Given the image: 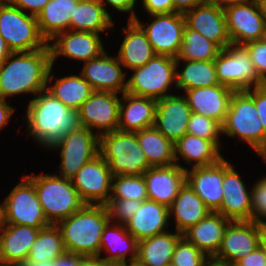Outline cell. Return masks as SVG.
<instances>
[{"label": "cell", "mask_w": 266, "mask_h": 266, "mask_svg": "<svg viewBox=\"0 0 266 266\" xmlns=\"http://www.w3.org/2000/svg\"><path fill=\"white\" fill-rule=\"evenodd\" d=\"M157 100L124 92L120 99L119 131L137 132L154 126Z\"/></svg>", "instance_id": "obj_26"}, {"label": "cell", "mask_w": 266, "mask_h": 266, "mask_svg": "<svg viewBox=\"0 0 266 266\" xmlns=\"http://www.w3.org/2000/svg\"><path fill=\"white\" fill-rule=\"evenodd\" d=\"M208 256L183 236L178 240L171 263L174 266H205Z\"/></svg>", "instance_id": "obj_43"}, {"label": "cell", "mask_w": 266, "mask_h": 266, "mask_svg": "<svg viewBox=\"0 0 266 266\" xmlns=\"http://www.w3.org/2000/svg\"><path fill=\"white\" fill-rule=\"evenodd\" d=\"M164 266H174L172 263H170V264H167V265H164Z\"/></svg>", "instance_id": "obj_65"}, {"label": "cell", "mask_w": 266, "mask_h": 266, "mask_svg": "<svg viewBox=\"0 0 266 266\" xmlns=\"http://www.w3.org/2000/svg\"><path fill=\"white\" fill-rule=\"evenodd\" d=\"M192 111L185 96L169 95L157 100L154 127L176 143L187 133Z\"/></svg>", "instance_id": "obj_21"}, {"label": "cell", "mask_w": 266, "mask_h": 266, "mask_svg": "<svg viewBox=\"0 0 266 266\" xmlns=\"http://www.w3.org/2000/svg\"><path fill=\"white\" fill-rule=\"evenodd\" d=\"M22 179L0 205L3 224L25 225L37 229L51 225L41 207L34 184L26 176Z\"/></svg>", "instance_id": "obj_9"}, {"label": "cell", "mask_w": 266, "mask_h": 266, "mask_svg": "<svg viewBox=\"0 0 266 266\" xmlns=\"http://www.w3.org/2000/svg\"><path fill=\"white\" fill-rule=\"evenodd\" d=\"M260 246L264 250L265 256H266V228L264 229L261 238H260Z\"/></svg>", "instance_id": "obj_61"}, {"label": "cell", "mask_w": 266, "mask_h": 266, "mask_svg": "<svg viewBox=\"0 0 266 266\" xmlns=\"http://www.w3.org/2000/svg\"><path fill=\"white\" fill-rule=\"evenodd\" d=\"M25 176L34 184L39 202L50 224L56 225L84 205L71 179L62 178L58 174Z\"/></svg>", "instance_id": "obj_6"}, {"label": "cell", "mask_w": 266, "mask_h": 266, "mask_svg": "<svg viewBox=\"0 0 266 266\" xmlns=\"http://www.w3.org/2000/svg\"><path fill=\"white\" fill-rule=\"evenodd\" d=\"M187 133L205 140H212L221 149L219 138L222 133V125L215 119L192 112Z\"/></svg>", "instance_id": "obj_42"}, {"label": "cell", "mask_w": 266, "mask_h": 266, "mask_svg": "<svg viewBox=\"0 0 266 266\" xmlns=\"http://www.w3.org/2000/svg\"><path fill=\"white\" fill-rule=\"evenodd\" d=\"M214 64L219 84L234 91H246L262 84L263 79L243 45H228L219 52Z\"/></svg>", "instance_id": "obj_10"}, {"label": "cell", "mask_w": 266, "mask_h": 266, "mask_svg": "<svg viewBox=\"0 0 266 266\" xmlns=\"http://www.w3.org/2000/svg\"><path fill=\"white\" fill-rule=\"evenodd\" d=\"M180 61L185 64L181 71L176 70L175 87L177 89L186 91L219 84L214 60H176V69Z\"/></svg>", "instance_id": "obj_37"}, {"label": "cell", "mask_w": 266, "mask_h": 266, "mask_svg": "<svg viewBox=\"0 0 266 266\" xmlns=\"http://www.w3.org/2000/svg\"><path fill=\"white\" fill-rule=\"evenodd\" d=\"M175 163L179 165V158H183L191 167L208 166L220 161L223 156L220 148L212 141L186 133L174 143ZM193 162V164H192Z\"/></svg>", "instance_id": "obj_32"}, {"label": "cell", "mask_w": 266, "mask_h": 266, "mask_svg": "<svg viewBox=\"0 0 266 266\" xmlns=\"http://www.w3.org/2000/svg\"><path fill=\"white\" fill-rule=\"evenodd\" d=\"M205 266H235V264L220 261L218 259H215L214 257H209L206 261Z\"/></svg>", "instance_id": "obj_59"}, {"label": "cell", "mask_w": 266, "mask_h": 266, "mask_svg": "<svg viewBox=\"0 0 266 266\" xmlns=\"http://www.w3.org/2000/svg\"><path fill=\"white\" fill-rule=\"evenodd\" d=\"M15 266H55V259L54 260H45V261H23L21 263L16 264Z\"/></svg>", "instance_id": "obj_56"}, {"label": "cell", "mask_w": 266, "mask_h": 266, "mask_svg": "<svg viewBox=\"0 0 266 266\" xmlns=\"http://www.w3.org/2000/svg\"><path fill=\"white\" fill-rule=\"evenodd\" d=\"M120 99L115 92L94 91L78 110L80 126L96 129L98 136L117 130Z\"/></svg>", "instance_id": "obj_15"}, {"label": "cell", "mask_w": 266, "mask_h": 266, "mask_svg": "<svg viewBox=\"0 0 266 266\" xmlns=\"http://www.w3.org/2000/svg\"><path fill=\"white\" fill-rule=\"evenodd\" d=\"M112 178L108 163L98 154L71 180L84 204L106 205L111 197Z\"/></svg>", "instance_id": "obj_13"}, {"label": "cell", "mask_w": 266, "mask_h": 266, "mask_svg": "<svg viewBox=\"0 0 266 266\" xmlns=\"http://www.w3.org/2000/svg\"><path fill=\"white\" fill-rule=\"evenodd\" d=\"M2 225H3V219H2L1 209H0V233H1Z\"/></svg>", "instance_id": "obj_63"}, {"label": "cell", "mask_w": 266, "mask_h": 266, "mask_svg": "<svg viewBox=\"0 0 266 266\" xmlns=\"http://www.w3.org/2000/svg\"><path fill=\"white\" fill-rule=\"evenodd\" d=\"M66 252L63 239L57 225H49L39 230L31 246L27 261L54 260Z\"/></svg>", "instance_id": "obj_40"}, {"label": "cell", "mask_w": 266, "mask_h": 266, "mask_svg": "<svg viewBox=\"0 0 266 266\" xmlns=\"http://www.w3.org/2000/svg\"><path fill=\"white\" fill-rule=\"evenodd\" d=\"M243 0H202V3L213 5L215 7L225 9Z\"/></svg>", "instance_id": "obj_55"}, {"label": "cell", "mask_w": 266, "mask_h": 266, "mask_svg": "<svg viewBox=\"0 0 266 266\" xmlns=\"http://www.w3.org/2000/svg\"><path fill=\"white\" fill-rule=\"evenodd\" d=\"M104 266H130V263L104 262Z\"/></svg>", "instance_id": "obj_62"}, {"label": "cell", "mask_w": 266, "mask_h": 266, "mask_svg": "<svg viewBox=\"0 0 266 266\" xmlns=\"http://www.w3.org/2000/svg\"><path fill=\"white\" fill-rule=\"evenodd\" d=\"M265 225L253 221H230L215 259L235 264L260 245Z\"/></svg>", "instance_id": "obj_16"}, {"label": "cell", "mask_w": 266, "mask_h": 266, "mask_svg": "<svg viewBox=\"0 0 266 266\" xmlns=\"http://www.w3.org/2000/svg\"><path fill=\"white\" fill-rule=\"evenodd\" d=\"M123 33L126 35L116 56L123 67L130 70L142 67L156 55L146 33L134 20L127 21Z\"/></svg>", "instance_id": "obj_30"}, {"label": "cell", "mask_w": 266, "mask_h": 266, "mask_svg": "<svg viewBox=\"0 0 266 266\" xmlns=\"http://www.w3.org/2000/svg\"><path fill=\"white\" fill-rule=\"evenodd\" d=\"M221 50L217 44L185 25L180 52L176 60H214Z\"/></svg>", "instance_id": "obj_39"}, {"label": "cell", "mask_w": 266, "mask_h": 266, "mask_svg": "<svg viewBox=\"0 0 266 266\" xmlns=\"http://www.w3.org/2000/svg\"><path fill=\"white\" fill-rule=\"evenodd\" d=\"M80 266H104V261L98 257L86 258Z\"/></svg>", "instance_id": "obj_58"}, {"label": "cell", "mask_w": 266, "mask_h": 266, "mask_svg": "<svg viewBox=\"0 0 266 266\" xmlns=\"http://www.w3.org/2000/svg\"><path fill=\"white\" fill-rule=\"evenodd\" d=\"M152 21L145 27L136 17L134 21L146 33L154 53L176 58L180 52L183 31L186 25L184 14H153Z\"/></svg>", "instance_id": "obj_14"}, {"label": "cell", "mask_w": 266, "mask_h": 266, "mask_svg": "<svg viewBox=\"0 0 266 266\" xmlns=\"http://www.w3.org/2000/svg\"><path fill=\"white\" fill-rule=\"evenodd\" d=\"M104 51L99 57L84 62L81 74L94 91H110L118 94L126 92L123 65L117 57Z\"/></svg>", "instance_id": "obj_20"}, {"label": "cell", "mask_w": 266, "mask_h": 266, "mask_svg": "<svg viewBox=\"0 0 266 266\" xmlns=\"http://www.w3.org/2000/svg\"><path fill=\"white\" fill-rule=\"evenodd\" d=\"M99 155L108 163L113 177L138 176L151 168L136 132L115 130L99 135Z\"/></svg>", "instance_id": "obj_5"}, {"label": "cell", "mask_w": 266, "mask_h": 266, "mask_svg": "<svg viewBox=\"0 0 266 266\" xmlns=\"http://www.w3.org/2000/svg\"><path fill=\"white\" fill-rule=\"evenodd\" d=\"M246 91L254 99V103L258 111V117L261 120L266 132V91L261 86L247 89Z\"/></svg>", "instance_id": "obj_48"}, {"label": "cell", "mask_w": 266, "mask_h": 266, "mask_svg": "<svg viewBox=\"0 0 266 266\" xmlns=\"http://www.w3.org/2000/svg\"><path fill=\"white\" fill-rule=\"evenodd\" d=\"M230 221L220 213L210 212L196 225L184 231L182 236L208 257H214L221 246L225 229Z\"/></svg>", "instance_id": "obj_29"}, {"label": "cell", "mask_w": 266, "mask_h": 266, "mask_svg": "<svg viewBox=\"0 0 266 266\" xmlns=\"http://www.w3.org/2000/svg\"><path fill=\"white\" fill-rule=\"evenodd\" d=\"M79 0H50L37 15L41 35L49 42L58 33L68 31L71 14Z\"/></svg>", "instance_id": "obj_35"}, {"label": "cell", "mask_w": 266, "mask_h": 266, "mask_svg": "<svg viewBox=\"0 0 266 266\" xmlns=\"http://www.w3.org/2000/svg\"><path fill=\"white\" fill-rule=\"evenodd\" d=\"M169 208L153 200H144L135 215L125 224L137 240L165 232L169 226Z\"/></svg>", "instance_id": "obj_28"}, {"label": "cell", "mask_w": 266, "mask_h": 266, "mask_svg": "<svg viewBox=\"0 0 266 266\" xmlns=\"http://www.w3.org/2000/svg\"><path fill=\"white\" fill-rule=\"evenodd\" d=\"M99 136L86 127L79 126L65 134L51 149H59L60 176L72 179L79 169L99 154Z\"/></svg>", "instance_id": "obj_11"}, {"label": "cell", "mask_w": 266, "mask_h": 266, "mask_svg": "<svg viewBox=\"0 0 266 266\" xmlns=\"http://www.w3.org/2000/svg\"><path fill=\"white\" fill-rule=\"evenodd\" d=\"M227 32L234 45L266 38V18L256 0H243L224 9Z\"/></svg>", "instance_id": "obj_12"}, {"label": "cell", "mask_w": 266, "mask_h": 266, "mask_svg": "<svg viewBox=\"0 0 266 266\" xmlns=\"http://www.w3.org/2000/svg\"><path fill=\"white\" fill-rule=\"evenodd\" d=\"M258 7L260 11L263 13V15L266 18V0H256Z\"/></svg>", "instance_id": "obj_60"}, {"label": "cell", "mask_w": 266, "mask_h": 266, "mask_svg": "<svg viewBox=\"0 0 266 266\" xmlns=\"http://www.w3.org/2000/svg\"><path fill=\"white\" fill-rule=\"evenodd\" d=\"M110 198H124L142 202L147 200L148 195L144 176H114L112 178Z\"/></svg>", "instance_id": "obj_41"}, {"label": "cell", "mask_w": 266, "mask_h": 266, "mask_svg": "<svg viewBox=\"0 0 266 266\" xmlns=\"http://www.w3.org/2000/svg\"><path fill=\"white\" fill-rule=\"evenodd\" d=\"M223 201L217 213L231 221H251V190L248 191L235 166L223 157Z\"/></svg>", "instance_id": "obj_18"}, {"label": "cell", "mask_w": 266, "mask_h": 266, "mask_svg": "<svg viewBox=\"0 0 266 266\" xmlns=\"http://www.w3.org/2000/svg\"><path fill=\"white\" fill-rule=\"evenodd\" d=\"M137 0H101L102 5L104 6L106 12L110 15V13L107 11V8L105 7V3L112 6V8H115L116 11L129 13L130 16L128 17V20H134L137 15L134 11V7Z\"/></svg>", "instance_id": "obj_49"}, {"label": "cell", "mask_w": 266, "mask_h": 266, "mask_svg": "<svg viewBox=\"0 0 266 266\" xmlns=\"http://www.w3.org/2000/svg\"><path fill=\"white\" fill-rule=\"evenodd\" d=\"M40 229L3 224L0 233V266H15L26 261Z\"/></svg>", "instance_id": "obj_25"}, {"label": "cell", "mask_w": 266, "mask_h": 266, "mask_svg": "<svg viewBox=\"0 0 266 266\" xmlns=\"http://www.w3.org/2000/svg\"><path fill=\"white\" fill-rule=\"evenodd\" d=\"M111 18L101 0H79L71 14L69 30L100 34L113 27Z\"/></svg>", "instance_id": "obj_34"}, {"label": "cell", "mask_w": 266, "mask_h": 266, "mask_svg": "<svg viewBox=\"0 0 266 266\" xmlns=\"http://www.w3.org/2000/svg\"><path fill=\"white\" fill-rule=\"evenodd\" d=\"M112 224V225H111ZM99 258L104 262L136 263L138 257V241L127 231L125 225L109 221L103 229L100 239ZM107 256L101 257V252ZM130 253V257L127 254ZM128 259V260H127Z\"/></svg>", "instance_id": "obj_27"}, {"label": "cell", "mask_w": 266, "mask_h": 266, "mask_svg": "<svg viewBox=\"0 0 266 266\" xmlns=\"http://www.w3.org/2000/svg\"><path fill=\"white\" fill-rule=\"evenodd\" d=\"M186 92V100L192 112L224 123L230 98L234 90L217 84L210 87L193 88Z\"/></svg>", "instance_id": "obj_24"}, {"label": "cell", "mask_w": 266, "mask_h": 266, "mask_svg": "<svg viewBox=\"0 0 266 266\" xmlns=\"http://www.w3.org/2000/svg\"><path fill=\"white\" fill-rule=\"evenodd\" d=\"M186 167L176 163L169 166L151 167L143 173L149 200L172 205L180 189L186 183Z\"/></svg>", "instance_id": "obj_19"}, {"label": "cell", "mask_w": 266, "mask_h": 266, "mask_svg": "<svg viewBox=\"0 0 266 266\" xmlns=\"http://www.w3.org/2000/svg\"><path fill=\"white\" fill-rule=\"evenodd\" d=\"M46 90L59 99L68 108L78 111L81 105L94 92L92 86L82 74L57 78L54 85L47 84Z\"/></svg>", "instance_id": "obj_38"}, {"label": "cell", "mask_w": 266, "mask_h": 266, "mask_svg": "<svg viewBox=\"0 0 266 266\" xmlns=\"http://www.w3.org/2000/svg\"><path fill=\"white\" fill-rule=\"evenodd\" d=\"M182 233L167 231L138 241L137 266H164L170 264L175 246Z\"/></svg>", "instance_id": "obj_33"}, {"label": "cell", "mask_w": 266, "mask_h": 266, "mask_svg": "<svg viewBox=\"0 0 266 266\" xmlns=\"http://www.w3.org/2000/svg\"><path fill=\"white\" fill-rule=\"evenodd\" d=\"M25 118L30 136L48 149L80 126L78 111L68 108L46 89L29 100Z\"/></svg>", "instance_id": "obj_2"}, {"label": "cell", "mask_w": 266, "mask_h": 266, "mask_svg": "<svg viewBox=\"0 0 266 266\" xmlns=\"http://www.w3.org/2000/svg\"><path fill=\"white\" fill-rule=\"evenodd\" d=\"M99 35L74 30L58 33L48 42L52 65L60 55L81 62L99 57L105 51Z\"/></svg>", "instance_id": "obj_17"}, {"label": "cell", "mask_w": 266, "mask_h": 266, "mask_svg": "<svg viewBox=\"0 0 266 266\" xmlns=\"http://www.w3.org/2000/svg\"><path fill=\"white\" fill-rule=\"evenodd\" d=\"M130 266H137L136 264H134V263H130Z\"/></svg>", "instance_id": "obj_66"}, {"label": "cell", "mask_w": 266, "mask_h": 266, "mask_svg": "<svg viewBox=\"0 0 266 266\" xmlns=\"http://www.w3.org/2000/svg\"><path fill=\"white\" fill-rule=\"evenodd\" d=\"M141 204L142 201L137 200L110 198L106 204L110 221L125 225L135 215Z\"/></svg>", "instance_id": "obj_44"}, {"label": "cell", "mask_w": 266, "mask_h": 266, "mask_svg": "<svg viewBox=\"0 0 266 266\" xmlns=\"http://www.w3.org/2000/svg\"><path fill=\"white\" fill-rule=\"evenodd\" d=\"M264 220H266V176L253 184L251 189V221L266 226Z\"/></svg>", "instance_id": "obj_45"}, {"label": "cell", "mask_w": 266, "mask_h": 266, "mask_svg": "<svg viewBox=\"0 0 266 266\" xmlns=\"http://www.w3.org/2000/svg\"><path fill=\"white\" fill-rule=\"evenodd\" d=\"M235 266H266L264 250L259 245L253 252L236 262Z\"/></svg>", "instance_id": "obj_51"}, {"label": "cell", "mask_w": 266, "mask_h": 266, "mask_svg": "<svg viewBox=\"0 0 266 266\" xmlns=\"http://www.w3.org/2000/svg\"><path fill=\"white\" fill-rule=\"evenodd\" d=\"M11 51L9 50L5 40L0 35V64L10 55Z\"/></svg>", "instance_id": "obj_57"}, {"label": "cell", "mask_w": 266, "mask_h": 266, "mask_svg": "<svg viewBox=\"0 0 266 266\" xmlns=\"http://www.w3.org/2000/svg\"><path fill=\"white\" fill-rule=\"evenodd\" d=\"M262 79H266V38L250 41L243 45Z\"/></svg>", "instance_id": "obj_46"}, {"label": "cell", "mask_w": 266, "mask_h": 266, "mask_svg": "<svg viewBox=\"0 0 266 266\" xmlns=\"http://www.w3.org/2000/svg\"><path fill=\"white\" fill-rule=\"evenodd\" d=\"M15 108L8 104L6 99L0 97V130L5 128Z\"/></svg>", "instance_id": "obj_53"}, {"label": "cell", "mask_w": 266, "mask_h": 266, "mask_svg": "<svg viewBox=\"0 0 266 266\" xmlns=\"http://www.w3.org/2000/svg\"><path fill=\"white\" fill-rule=\"evenodd\" d=\"M0 35L11 52L35 51L48 45L41 35L36 16L0 0Z\"/></svg>", "instance_id": "obj_7"}, {"label": "cell", "mask_w": 266, "mask_h": 266, "mask_svg": "<svg viewBox=\"0 0 266 266\" xmlns=\"http://www.w3.org/2000/svg\"><path fill=\"white\" fill-rule=\"evenodd\" d=\"M136 136L151 167L169 166L175 163L174 143L154 126L137 131Z\"/></svg>", "instance_id": "obj_36"}, {"label": "cell", "mask_w": 266, "mask_h": 266, "mask_svg": "<svg viewBox=\"0 0 266 266\" xmlns=\"http://www.w3.org/2000/svg\"><path fill=\"white\" fill-rule=\"evenodd\" d=\"M186 25L225 49L232 44L227 32L224 9L201 3L184 14Z\"/></svg>", "instance_id": "obj_23"}, {"label": "cell", "mask_w": 266, "mask_h": 266, "mask_svg": "<svg viewBox=\"0 0 266 266\" xmlns=\"http://www.w3.org/2000/svg\"><path fill=\"white\" fill-rule=\"evenodd\" d=\"M261 87L266 91V79H263Z\"/></svg>", "instance_id": "obj_64"}, {"label": "cell", "mask_w": 266, "mask_h": 266, "mask_svg": "<svg viewBox=\"0 0 266 266\" xmlns=\"http://www.w3.org/2000/svg\"><path fill=\"white\" fill-rule=\"evenodd\" d=\"M50 48L11 52L0 64V97L33 93L35 96L54 80Z\"/></svg>", "instance_id": "obj_1"}, {"label": "cell", "mask_w": 266, "mask_h": 266, "mask_svg": "<svg viewBox=\"0 0 266 266\" xmlns=\"http://www.w3.org/2000/svg\"><path fill=\"white\" fill-rule=\"evenodd\" d=\"M144 10L149 14L174 13L173 0H141Z\"/></svg>", "instance_id": "obj_47"}, {"label": "cell", "mask_w": 266, "mask_h": 266, "mask_svg": "<svg viewBox=\"0 0 266 266\" xmlns=\"http://www.w3.org/2000/svg\"><path fill=\"white\" fill-rule=\"evenodd\" d=\"M223 158L215 164L186 169V183L211 212H217L223 201Z\"/></svg>", "instance_id": "obj_22"}, {"label": "cell", "mask_w": 266, "mask_h": 266, "mask_svg": "<svg viewBox=\"0 0 266 266\" xmlns=\"http://www.w3.org/2000/svg\"><path fill=\"white\" fill-rule=\"evenodd\" d=\"M174 12L185 14L202 3V0H173Z\"/></svg>", "instance_id": "obj_54"}, {"label": "cell", "mask_w": 266, "mask_h": 266, "mask_svg": "<svg viewBox=\"0 0 266 266\" xmlns=\"http://www.w3.org/2000/svg\"><path fill=\"white\" fill-rule=\"evenodd\" d=\"M176 58L155 55L144 66L132 69L133 75L126 81V92L155 100L169 96L172 84L176 85Z\"/></svg>", "instance_id": "obj_8"}, {"label": "cell", "mask_w": 266, "mask_h": 266, "mask_svg": "<svg viewBox=\"0 0 266 266\" xmlns=\"http://www.w3.org/2000/svg\"><path fill=\"white\" fill-rule=\"evenodd\" d=\"M211 211L202 199L185 183L177 197L169 207L170 217L174 216L175 231L183 233L189 227L196 225ZM174 214V215H173Z\"/></svg>", "instance_id": "obj_31"}, {"label": "cell", "mask_w": 266, "mask_h": 266, "mask_svg": "<svg viewBox=\"0 0 266 266\" xmlns=\"http://www.w3.org/2000/svg\"><path fill=\"white\" fill-rule=\"evenodd\" d=\"M110 221L106 205L84 204L77 212L56 225L66 252L98 257L104 227Z\"/></svg>", "instance_id": "obj_3"}, {"label": "cell", "mask_w": 266, "mask_h": 266, "mask_svg": "<svg viewBox=\"0 0 266 266\" xmlns=\"http://www.w3.org/2000/svg\"><path fill=\"white\" fill-rule=\"evenodd\" d=\"M239 137L266 162V132L258 117L253 97L247 91H234L222 124V135Z\"/></svg>", "instance_id": "obj_4"}, {"label": "cell", "mask_w": 266, "mask_h": 266, "mask_svg": "<svg viewBox=\"0 0 266 266\" xmlns=\"http://www.w3.org/2000/svg\"><path fill=\"white\" fill-rule=\"evenodd\" d=\"M13 6L22 11L30 10V15L36 16L50 0H8Z\"/></svg>", "instance_id": "obj_50"}, {"label": "cell", "mask_w": 266, "mask_h": 266, "mask_svg": "<svg viewBox=\"0 0 266 266\" xmlns=\"http://www.w3.org/2000/svg\"><path fill=\"white\" fill-rule=\"evenodd\" d=\"M87 257L71 252H65L55 258V266H80Z\"/></svg>", "instance_id": "obj_52"}]
</instances>
